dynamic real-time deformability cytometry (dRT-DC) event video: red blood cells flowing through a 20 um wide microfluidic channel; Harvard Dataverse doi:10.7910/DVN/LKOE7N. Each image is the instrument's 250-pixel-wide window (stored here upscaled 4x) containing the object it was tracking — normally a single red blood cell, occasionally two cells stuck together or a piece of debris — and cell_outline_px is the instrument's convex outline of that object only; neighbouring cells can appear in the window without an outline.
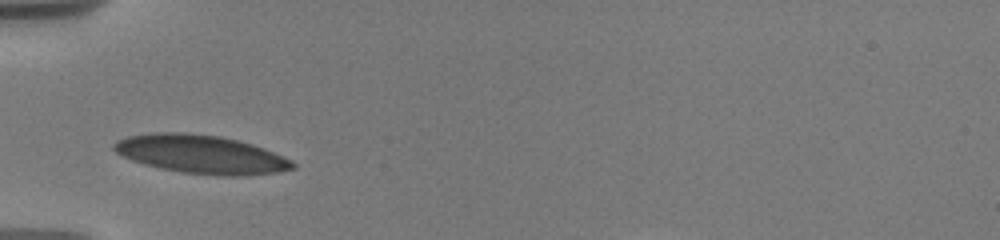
{"species": "human", "species_latin": "Homo sapiens", "temperature_condition": "warm", "stored_images_in_passage": 21, "camera_frame_rate_fps": 3000, "um_per_image_px": 0.085, "donor": {"sex": "male"}, "frame": {"image": 1, "passage_image": 1, "time_ms": 0.0, "image_size_px": [1000, 240], "cell_outline_px": [[296, 168], [276, 172], [244, 176], [220, 176], [184, 172], [144, 164], [132, 160], [116, 152], [112, 148], [112, 144], [116, 140], [128, 136], [156, 132], [176, 132], [220, 136], [252, 144], [264, 148], [292, 160], [296, 164]], "centroid_in_image_um": [17.11, 13.11], "position_along_channel_um": 67.9, "area_um2": 39.82}}
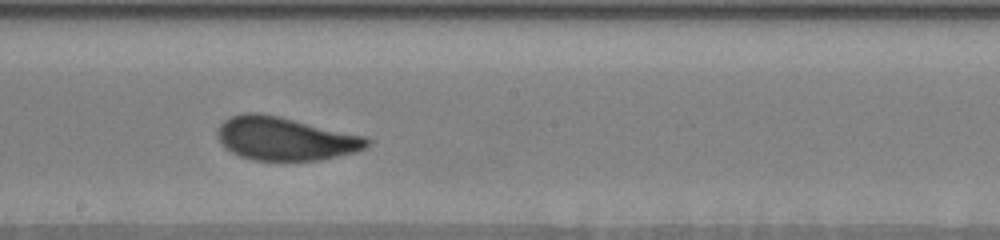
{"frame": {"image": 2, "passage_image": 9, "time_ms": 4.333, "image_size_px": [1000, 240], "cell_outline_px": [[372, 140], [364, 148], [356, 152], [320, 160], [252, 160], [240, 156], [224, 148], [216, 132], [220, 124], [224, 120], [232, 116], [244, 112], [260, 112], [280, 116], [364, 136]], "centroid_in_image_um": [24.21, 11.78], "position_along_channel_um": 224.0, "area_um2": 37.74}}
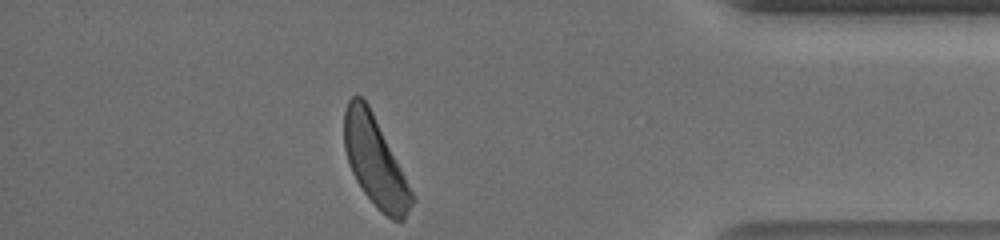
{"frame": {"image": 3, "passage_image": 21, "time_ms": 10.0, "image_size_px": [1000, 240], "cell_outline_px": [[416, 200], [404, 220], [392, 220], [364, 192], [356, 180], [352, 172], [344, 148], [344, 112], [348, 100], [352, 96], [360, 96], [368, 104]], "centroid_in_image_um": [31.86, 13.72], "position_along_channel_um": 403.3, "area_um2": 34.1}, "authors_computed_cell_mechanics": {"area_um2": 37.2232, "velocity_mm_per_s": 3.6588, "shape_relaxation_time_tau1_ms": 2.1522, "shape_relaxation_time_tau2_ms": null, "deformation_change_tau1": 0.108, "deformation_change_tau2": null}}